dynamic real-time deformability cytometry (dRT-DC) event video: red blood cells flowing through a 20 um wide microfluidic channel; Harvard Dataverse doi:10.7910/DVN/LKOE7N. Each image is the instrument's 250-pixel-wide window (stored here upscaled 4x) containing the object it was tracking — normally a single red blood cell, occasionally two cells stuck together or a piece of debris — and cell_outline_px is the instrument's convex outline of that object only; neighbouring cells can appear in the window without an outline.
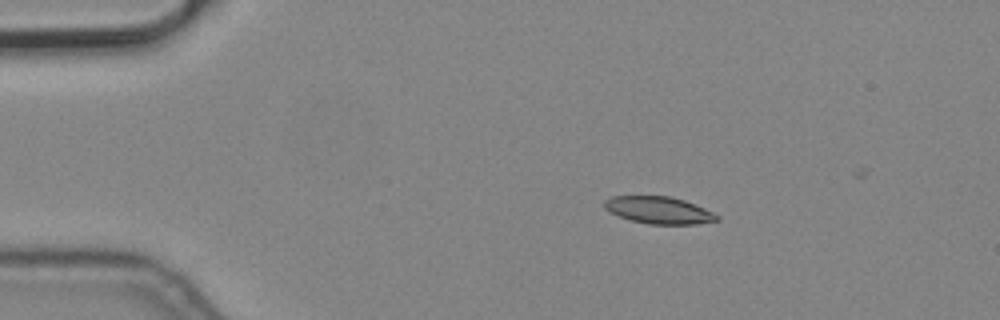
{"species": "common noctule bat (a hibernating species)", "species_latin": "Nyctalus noctula", "temperature_condition": "cold", "stored_images_in_passage": 2, "camera_frame_rate_fps": 3000, "um_per_image_px": 0.085, "animal": {"sex": "male", "body_mass_g": 19.2, "forearm_length_mm": 51.8}, "frame": {"image": 1, "passage_image": 1, "time_ms": 0.0, "image_size_px": [1000, 320], "cell_outline_px": [[720, 220], [696, 224], [648, 224], [632, 220], [620, 216], [604, 208], [604, 200], [612, 196], [668, 196], [684, 200], [704, 208], [720, 216]], "centroid_in_image_um": [56.02, 17.86], "position_along_channel_um": 29.0, "area_um2": 17.63}}